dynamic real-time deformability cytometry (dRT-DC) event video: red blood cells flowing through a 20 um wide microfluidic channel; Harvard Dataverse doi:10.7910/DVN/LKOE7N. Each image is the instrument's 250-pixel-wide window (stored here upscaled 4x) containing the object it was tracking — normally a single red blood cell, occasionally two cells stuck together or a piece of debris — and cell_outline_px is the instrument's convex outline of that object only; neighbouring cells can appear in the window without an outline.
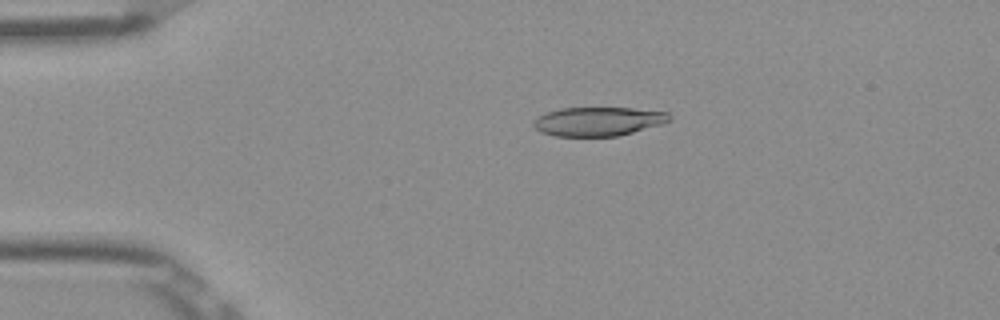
{"species": "Egyptian fruit bat (a non-hibernating species)", "species_latin": "Rousettus aegyptiacus", "temperature_condition": "room temperature", "stored_images_in_passage": 52, "camera_frame_rate_fps": 3000, "um_per_image_px": 0.085, "frame": {"image": 1, "passage_image": 11, "time_ms": 3.333, "image_size_px": [1000, 320], "cell_outline_px": [[672, 120], [664, 124], [616, 136], [556, 136], [540, 132], [532, 124], [540, 116], [548, 112], [560, 108], [632, 108], [668, 112], [672, 116]], "centroid_in_image_um": [50.91, 10.32], "position_along_channel_um": 34.1, "area_um2": 22.83}}
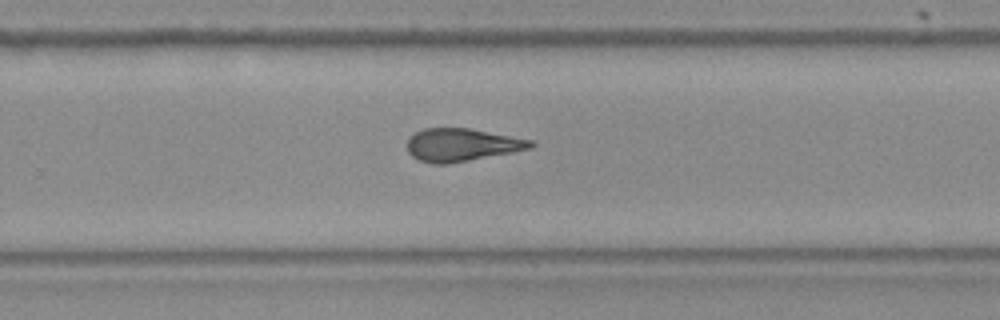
{"frame": {"image": 2, "passage_image": 34, "time_ms": 11.0, "image_size_px": [1000, 320], "cell_outline_px": [[536, 144], [532, 148], [512, 152], [468, 160], [444, 164], [432, 164], [420, 160], [412, 156], [408, 152], [408, 136], [424, 128], [468, 128], [532, 140]], "centroid_in_image_um": [39.23, 12.31], "position_along_channel_um": 290.6, "area_um2": 23.41}}
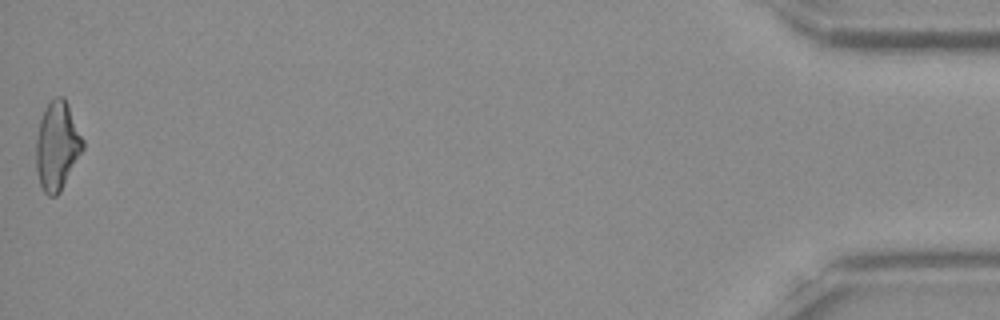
{"frame": {"image": 3, "passage_image": 52, "time_ms": 17.0, "image_size_px": [1000, 320], "cell_outline_px": [[84, 148], [60, 192], [56, 196], [48, 196], [44, 192], [40, 184], [36, 168], [36, 140], [40, 120], [44, 108], [56, 96], [64, 96], [68, 104], [84, 140]], "centroid_in_image_um": [4.86, 12.39], "position_along_channel_um": 430.3, "area_um2": 24.1}, "authors_computed_cell_mechanics": {"area_um2": 23.9581, "velocity_mm_per_s": 3.9207, "shape_relaxation_time_tau1_ms": null, "shape_relaxation_time_tau2_ms": 2.7812, "deformation_change_tau1": null, "deformation_change_tau2": 0.117}}